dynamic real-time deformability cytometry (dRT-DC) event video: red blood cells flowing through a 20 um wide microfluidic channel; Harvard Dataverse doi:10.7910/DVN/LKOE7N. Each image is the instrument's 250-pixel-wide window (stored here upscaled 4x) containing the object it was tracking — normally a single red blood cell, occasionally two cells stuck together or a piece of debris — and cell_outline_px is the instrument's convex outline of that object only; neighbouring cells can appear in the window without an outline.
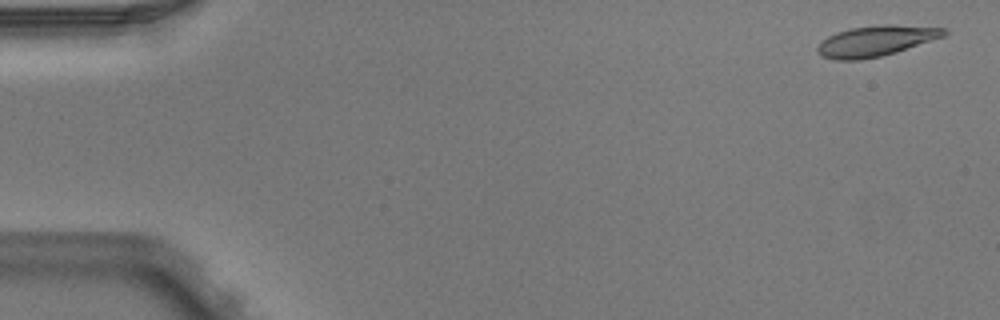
{"species": "Egyptian fruit bat (a non-hibernating species)", "species_latin": "Rousettus aegyptiacus", "temperature_condition": "warm", "stored_images_in_passage": 5, "camera_frame_rate_fps": 3000, "um_per_image_px": 0.085, "animal": {"sex": "male"}, "frame": {"image": 1, "passage_image": 1, "time_ms": 0.0, "image_size_px": [1000, 320], "cell_outline_px": [[948, 32], [944, 36], [896, 52], [880, 56], [860, 60], [836, 60], [824, 56], [816, 52], [816, 48], [828, 36], [836, 32], [852, 28], [880, 24], [892, 24], [944, 28]], "centroid_in_image_um": [74.45, 3.47], "position_along_channel_um": 10.6, "area_um2": 22.37}}
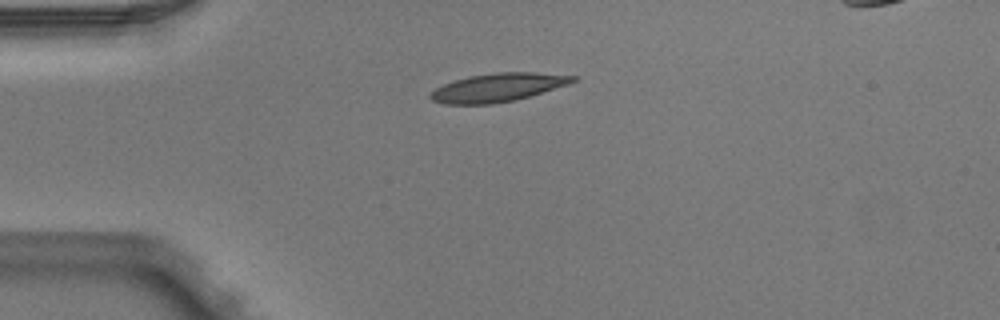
{"frame": {"image": 2, "passage_image": 4, "time_ms": 1.0, "image_size_px": [1000, 320], "cell_outline_px": [[576, 80], [568, 84], [528, 96], [512, 100], [492, 104], [444, 104], [432, 100], [428, 96], [428, 92], [444, 84], [456, 80], [472, 76], [496, 72], [536, 72], [576, 76]], "centroid_in_image_um": [42.27, 7.43], "position_along_channel_um": 42.7, "area_um2": 23.24}}